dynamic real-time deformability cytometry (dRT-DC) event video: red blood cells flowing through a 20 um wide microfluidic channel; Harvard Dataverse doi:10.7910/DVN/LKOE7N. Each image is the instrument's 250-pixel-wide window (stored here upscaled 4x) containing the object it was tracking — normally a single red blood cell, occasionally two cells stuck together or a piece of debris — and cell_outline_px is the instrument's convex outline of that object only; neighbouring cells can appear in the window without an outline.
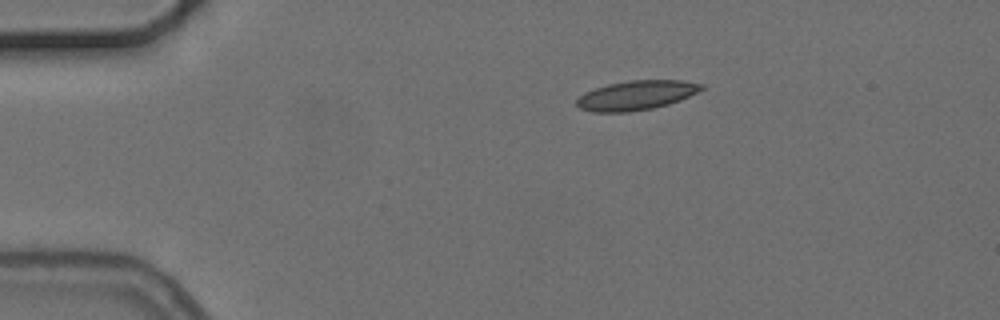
{"species": "common noctule bat (a hibernating species)", "species_latin": "Nyctalus noctula", "temperature_condition": "cold", "stored_images_in_passage": 4, "camera_frame_rate_fps": 3000, "um_per_image_px": 0.085, "animal": {"sex": "female", "body_mass_g": 24.6, "forearm_length_mm": 56.2}, "frame": {"image": 1, "passage_image": 1, "time_ms": 0.0, "image_size_px": [1000, 320], "cell_outline_px": [[704, 88], [680, 100], [668, 104], [652, 108], [628, 112], [592, 112], [580, 108], [576, 104], [576, 100], [584, 92], [608, 84], [628, 80], [680, 80], [704, 84]], "centroid_in_image_um": [54.06, 8.09], "position_along_channel_um": 30.9, "area_um2": 21.27}}
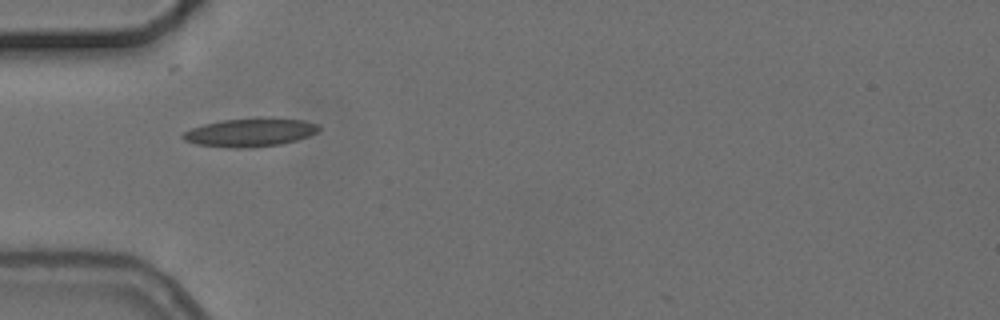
{"frame": {"image": 2, "passage_image": 3, "time_ms": 2.333, "image_size_px": [1000, 320], "cell_outline_px": [[320, 128], [316, 132], [308, 136], [296, 140], [280, 144], [252, 148], [228, 148], [196, 144], [184, 140], [180, 136], [184, 132], [192, 128], [204, 124], [220, 120], [256, 116], [272, 116], [304, 120], [320, 124]], "centroid_in_image_um": [21.28, 11.22], "position_along_channel_um": 63.7, "area_um2": 23.24}}
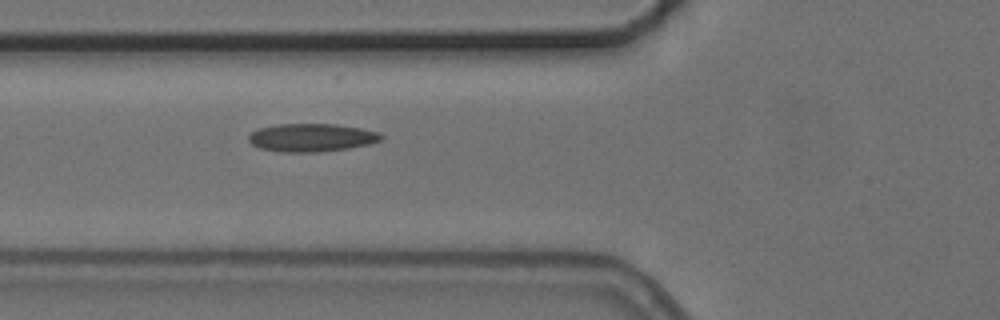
{"frame": {"image": 3, "passage_image": 4, "time_ms": 3.333, "image_size_px": [1000, 320], "cell_outline_px": [[384, 136], [380, 140], [368, 144], [348, 148], [320, 152], [280, 152], [260, 148], [252, 144], [248, 140], [248, 136], [252, 132], [260, 128], [276, 124], [336, 124], [360, 128], [380, 132]], "centroid_in_image_um": [26.48, 11.69], "position_along_channel_um": 99.3, "area_um2": 21.68}}